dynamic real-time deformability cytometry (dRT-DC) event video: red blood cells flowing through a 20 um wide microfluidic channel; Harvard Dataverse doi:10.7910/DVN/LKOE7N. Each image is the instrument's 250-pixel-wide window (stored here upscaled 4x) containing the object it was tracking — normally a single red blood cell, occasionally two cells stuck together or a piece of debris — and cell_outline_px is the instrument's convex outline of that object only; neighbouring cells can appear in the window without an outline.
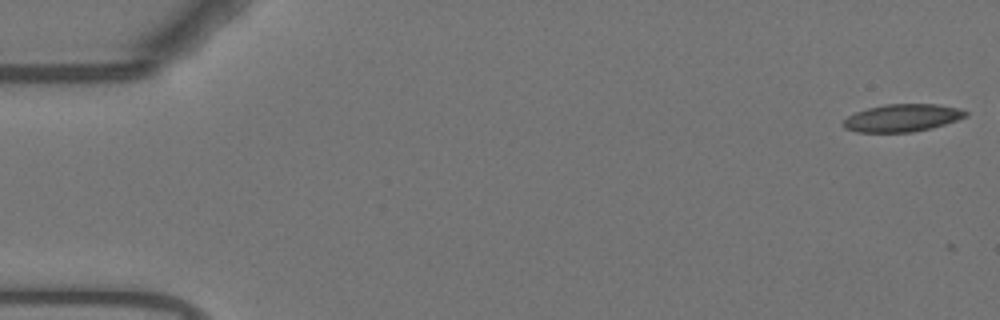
{"species": "Egyptian fruit bat (a non-hibernating species)", "species_latin": "Rousettus aegyptiacus", "temperature_condition": "warm", "stored_images_in_passage": 19, "camera_frame_rate_fps": 3000, "um_per_image_px": 0.085, "animal": {"sex": "female"}, "frame": {"image": 1, "passage_image": 1, "time_ms": 0.0, "image_size_px": [1000, 320], "cell_outline_px": [[968, 116], [932, 128], [912, 132], [856, 132], [844, 128], [844, 120], [848, 116], [856, 112], [868, 108], [884, 104], [936, 104], [960, 108], [968, 112]], "centroid_in_image_um": [76.71, 10.02], "position_along_channel_um": 8.3, "area_um2": 19.59}}
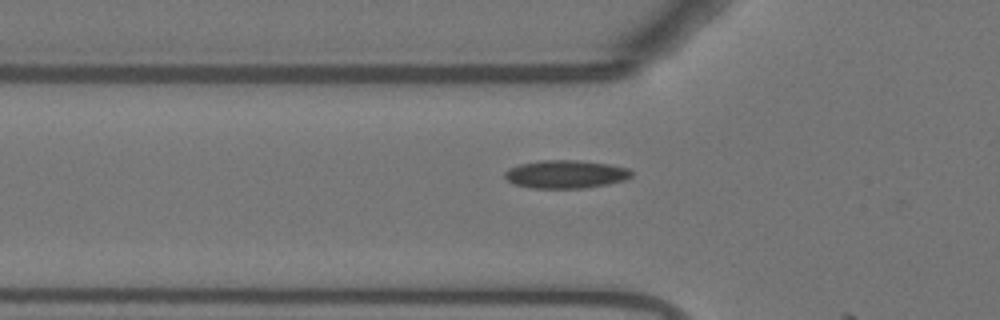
{"frame": {"image": 2, "passage_image": 18, "time_ms": 5.667, "image_size_px": [1000, 320], "cell_outline_px": [[632, 176], [624, 180], [608, 184], [584, 188], [532, 188], [516, 184], [508, 180], [504, 176], [504, 172], [508, 168], [520, 164], [540, 160], [576, 160], [608, 164], [628, 168], [632, 172]], "centroid_in_image_um": [48.08, 14.8], "position_along_channel_um": 77.7, "area_um2": 20.69}}